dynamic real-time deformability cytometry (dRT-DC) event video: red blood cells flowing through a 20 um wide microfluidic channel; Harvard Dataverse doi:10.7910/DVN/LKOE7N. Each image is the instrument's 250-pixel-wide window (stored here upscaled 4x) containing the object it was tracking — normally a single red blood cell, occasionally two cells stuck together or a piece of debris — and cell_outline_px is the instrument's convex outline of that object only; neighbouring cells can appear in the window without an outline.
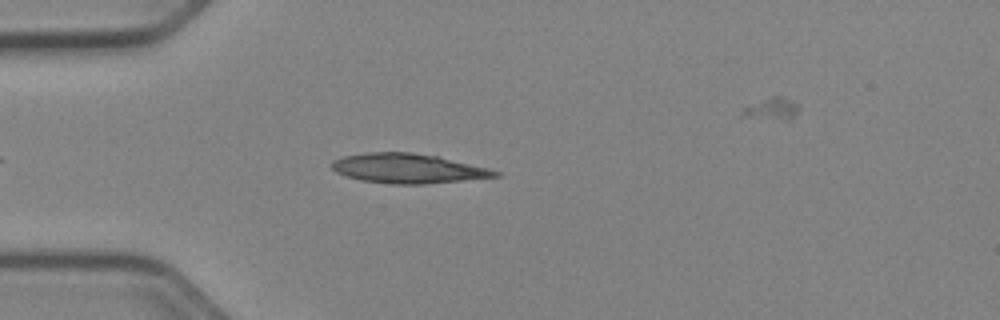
{"species": "Egyptian fruit bat (a non-hibernating species)", "species_latin": "Rousettus aegyptiacus", "temperature_condition": "cold", "stored_images_in_passage": 39, "camera_frame_rate_fps": 3000, "um_per_image_px": 0.085, "animal": {"sex": "female"}, "frame": {"image": 1, "passage_image": 4, "time_ms": 1.0, "image_size_px": [1000, 320], "cell_outline_px": [[500, 176], [424, 184], [392, 184], [360, 180], [336, 172], [332, 168], [332, 160], [344, 156], [368, 152], [408, 152], [436, 156], [488, 168], [500, 172]], "centroid_in_image_um": [34.65, 14.32], "position_along_channel_um": 50.4, "area_um2": 27.8}}
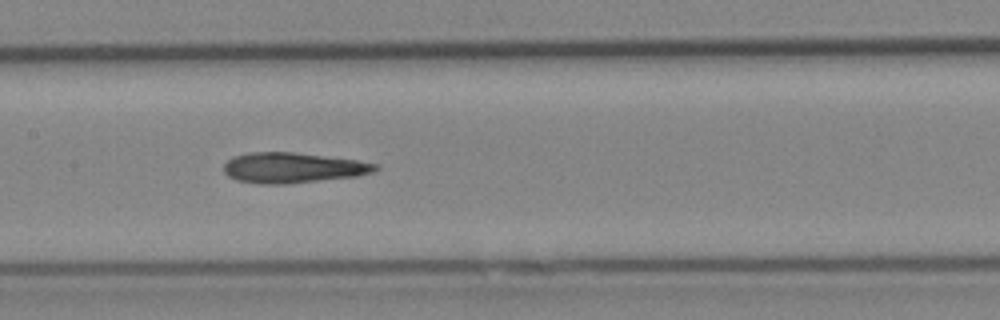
{"frame": {"image": 2, "passage_image": 15, "time_ms": 4.667, "image_size_px": [1000, 320], "cell_outline_px": [[380, 168], [372, 172], [356, 176], [288, 184], [260, 184], [236, 180], [228, 176], [224, 172], [224, 164], [232, 156], [248, 152], [292, 152], [356, 160], [380, 164]], "centroid_in_image_um": [24.87, 14.26], "position_along_channel_um": 182.5, "area_um2": 26.88}}
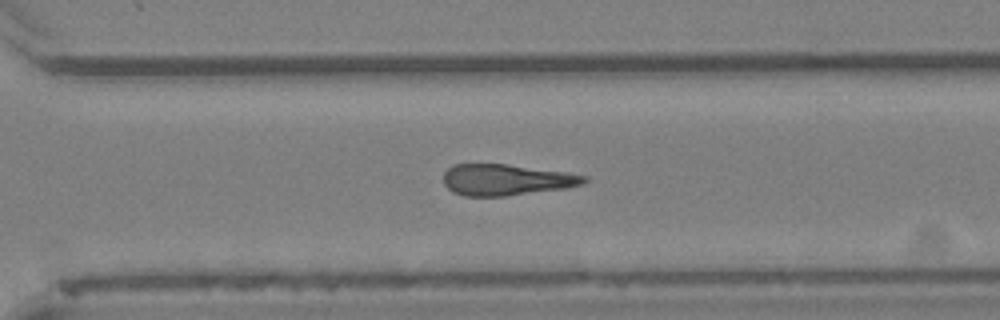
{"frame": {"image": 3, "passage_image": 26, "time_ms": 8.333, "image_size_px": [1000, 320], "cell_outline_px": [[588, 180], [584, 184], [564, 188], [504, 196], [464, 196], [452, 192], [444, 184], [444, 172], [452, 164], [504, 164], [568, 172], [588, 176]], "centroid_in_image_um": [43.03, 15.28], "position_along_channel_um": 327.6, "area_um2": 25.55}}